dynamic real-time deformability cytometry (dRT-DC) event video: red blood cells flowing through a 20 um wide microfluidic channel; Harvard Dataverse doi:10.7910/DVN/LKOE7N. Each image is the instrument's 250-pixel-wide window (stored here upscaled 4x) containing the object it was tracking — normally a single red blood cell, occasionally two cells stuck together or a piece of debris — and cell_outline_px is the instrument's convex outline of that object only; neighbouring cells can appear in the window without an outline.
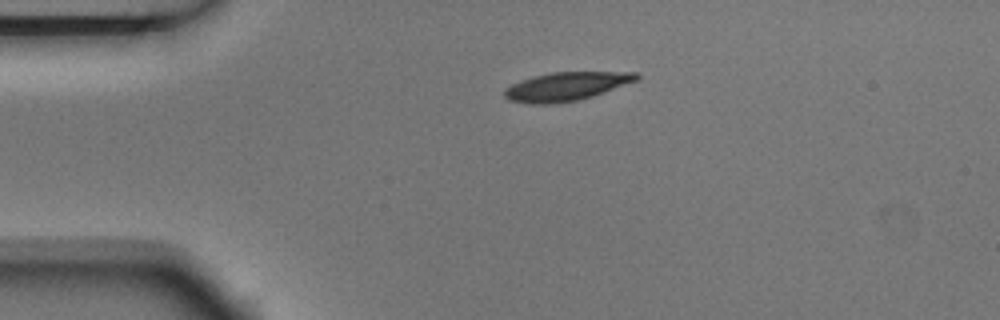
{"species": "Egyptian fruit bat (a non-hibernating species)", "species_latin": "Rousettus aegyptiacus", "temperature_condition": "room temperature", "stored_images_in_passage": 3, "camera_frame_rate_fps": 3000, "um_per_image_px": 0.085, "animal": {"sex": "male"}, "frame": {"image": 1, "passage_image": 1, "time_ms": 0.0, "image_size_px": [1000, 320], "cell_outline_px": [[640, 80], [592, 96], [576, 100], [552, 104], [528, 104], [508, 100], [504, 96], [504, 88], [520, 80], [532, 76], [552, 72], [640, 72]], "centroid_in_image_um": [48.13, 7.34], "position_along_channel_um": 36.9, "area_um2": 22.2}}
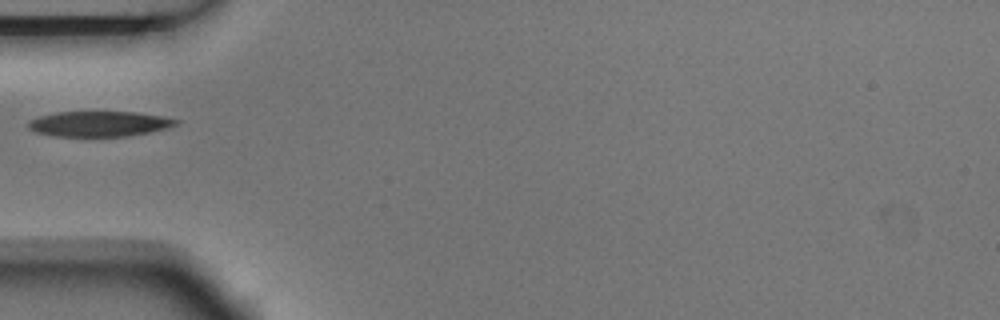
{"frame": {"image": 2, "passage_image": 3, "time_ms": 0.667, "image_size_px": [1000, 320], "cell_outline_px": [[180, 124], [168, 128], [128, 136], [56, 136], [36, 132], [28, 128], [28, 120], [40, 116], [56, 112], [136, 112], [160, 116], [180, 120]], "centroid_in_image_um": [8.44, 10.52], "position_along_channel_um": 76.6, "area_um2": 21.73}}